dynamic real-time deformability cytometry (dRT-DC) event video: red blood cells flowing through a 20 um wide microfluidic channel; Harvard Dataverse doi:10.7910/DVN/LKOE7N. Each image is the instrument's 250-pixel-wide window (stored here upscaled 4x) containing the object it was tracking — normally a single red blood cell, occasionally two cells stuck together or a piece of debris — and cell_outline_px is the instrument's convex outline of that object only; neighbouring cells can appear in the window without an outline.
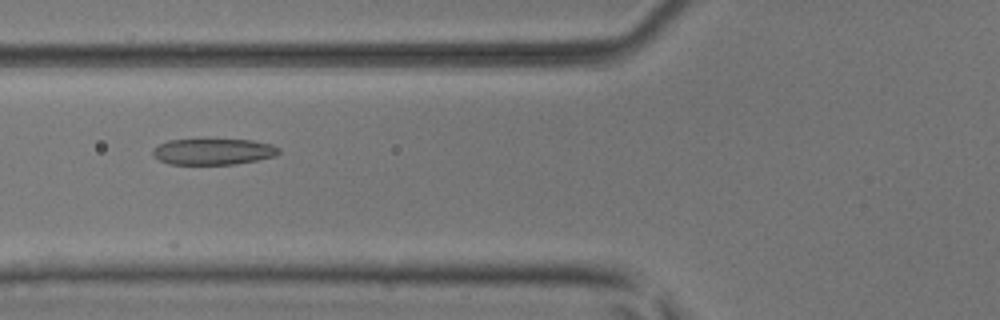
{"species": "common noctule bat (a hibernating species)", "species_latin": "Nyctalus noctula", "temperature_condition": "room temperature", "stored_images_in_passage": 35, "camera_frame_rate_fps": 3000, "um_per_image_px": 0.085, "animal": {"sex": "male", "body_mass_g": 17.9, "forearm_length_mm": 54.2}, "frame": {"image": 1, "passage_image": 4, "time_ms": 1.0, "image_size_px": [1000, 320], "cell_outline_px": [[280, 152], [276, 156], [236, 164], [168, 164], [160, 160], [152, 152], [152, 148], [168, 140], [252, 140], [272, 144], [280, 148]], "centroid_in_image_um": [18.16, 12.89], "position_along_channel_um": 107.6, "area_um2": 19.07}}
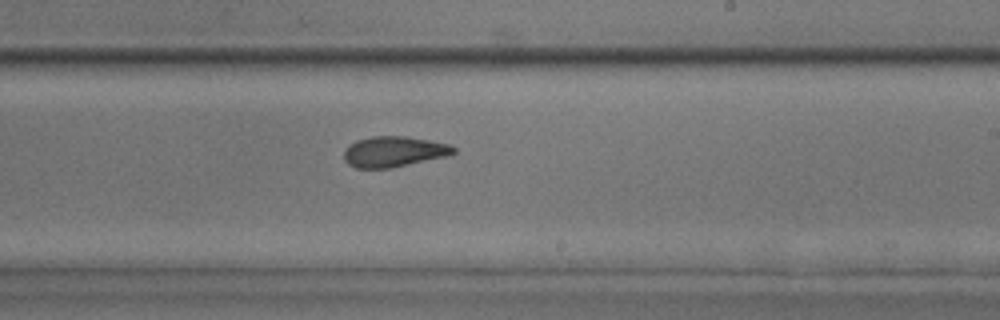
{"frame": {"image": 2, "passage_image": 15, "time_ms": 4.667, "image_size_px": [1000, 320], "cell_outline_px": [[456, 152], [448, 156], [392, 168], [356, 168], [348, 164], [344, 160], [344, 148], [356, 140], [372, 136], [404, 136], [428, 140], [448, 144], [456, 148]], "centroid_in_image_um": [33.46, 12.89], "position_along_channel_um": 255.5, "area_um2": 19.65}}
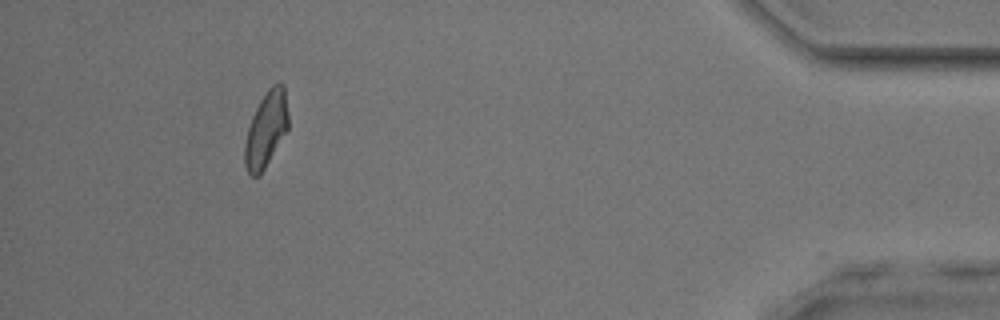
{"frame": {"image": 3, "passage_image": 31, "time_ms": 10.0, "image_size_px": [1000, 320], "cell_outline_px": [[288, 128], [260, 176], [252, 176], [248, 172], [244, 164], [244, 144], [248, 128], [252, 116], [260, 100], [268, 88], [272, 84], [284, 84], [288, 116]], "centroid_in_image_um": [22.6, 11.01], "position_along_channel_um": 412.6, "area_um2": 19.02}, "authors_computed_cell_mechanics": {"area_um2": 19.4208, "velocity_mm_per_s": 4.0488, "shape_relaxation_time_tau1_ms": null, "shape_relaxation_time_tau2_ms": 2.3625, "deformation_change_tau1": null, "deformation_change_tau2": 0.0978}}